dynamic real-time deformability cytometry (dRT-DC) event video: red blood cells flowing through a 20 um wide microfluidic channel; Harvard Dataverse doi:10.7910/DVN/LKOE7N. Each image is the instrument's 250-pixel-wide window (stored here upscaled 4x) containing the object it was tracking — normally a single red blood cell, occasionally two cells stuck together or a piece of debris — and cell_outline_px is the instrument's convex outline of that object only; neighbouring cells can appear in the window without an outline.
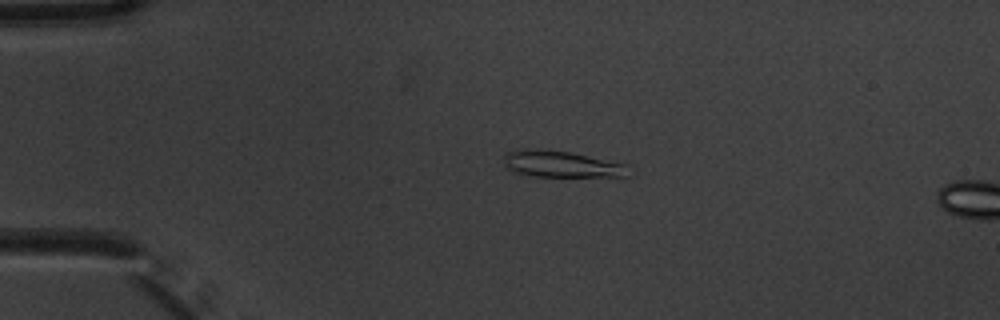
{"species": "common noctule bat (a hibernating species)", "species_latin": "Nyctalus noctula", "temperature_condition": "warm", "stored_images_in_passage": 4, "camera_frame_rate_fps": 3000, "um_per_image_px": 0.085, "animal": {"sex": "male", "body_mass_g": 20.1, "forearm_length_mm": 53.5}, "frame": {"image": 1, "passage_image": 3, "time_ms": 0.667, "image_size_px": [1000, 320], "cell_outline_px": [[636, 172], [628, 176], [532, 176], [512, 172], [504, 168], [504, 156], [508, 152], [520, 148], [536, 148], [568, 152], [628, 164]], "centroid_in_image_um": [47.74, 13.95], "position_along_channel_um": 37.3, "area_um2": 19.65}}